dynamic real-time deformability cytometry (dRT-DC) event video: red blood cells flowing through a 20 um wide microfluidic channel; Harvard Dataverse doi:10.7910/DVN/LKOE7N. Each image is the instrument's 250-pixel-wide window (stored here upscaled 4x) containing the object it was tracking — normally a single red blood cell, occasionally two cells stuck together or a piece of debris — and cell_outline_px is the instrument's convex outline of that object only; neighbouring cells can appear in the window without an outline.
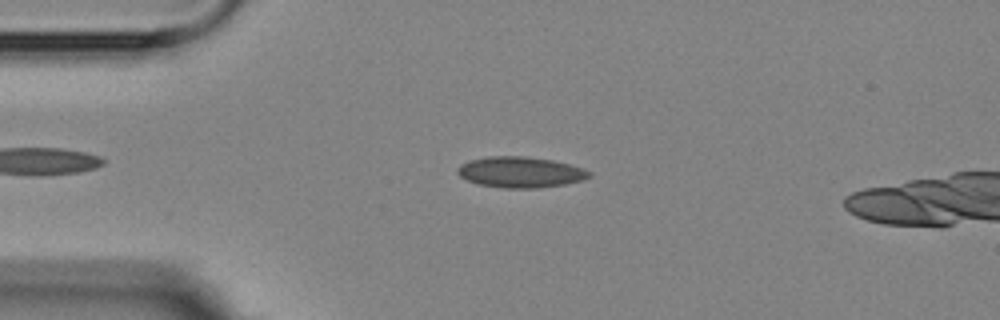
{"species": "Egyptian fruit bat (a non-hibernating species)", "species_latin": "Rousettus aegyptiacus", "temperature_condition": "room temperature", "stored_images_in_passage": 5, "camera_frame_rate_fps": 3000, "um_per_image_px": 0.085, "animal": {"sex": "female"}, "frame": {"image": 1, "passage_image": 4, "time_ms": 3.667, "image_size_px": [1000, 320], "cell_outline_px": [[592, 176], [584, 180], [564, 184], [536, 188], [504, 188], [480, 184], [468, 180], [460, 176], [456, 172], [456, 168], [460, 164], [468, 160], [488, 156], [524, 156], [552, 160], [584, 168], [592, 172]], "centroid_in_image_um": [44.24, 14.63], "position_along_channel_um": 40.8, "area_um2": 23.76}}